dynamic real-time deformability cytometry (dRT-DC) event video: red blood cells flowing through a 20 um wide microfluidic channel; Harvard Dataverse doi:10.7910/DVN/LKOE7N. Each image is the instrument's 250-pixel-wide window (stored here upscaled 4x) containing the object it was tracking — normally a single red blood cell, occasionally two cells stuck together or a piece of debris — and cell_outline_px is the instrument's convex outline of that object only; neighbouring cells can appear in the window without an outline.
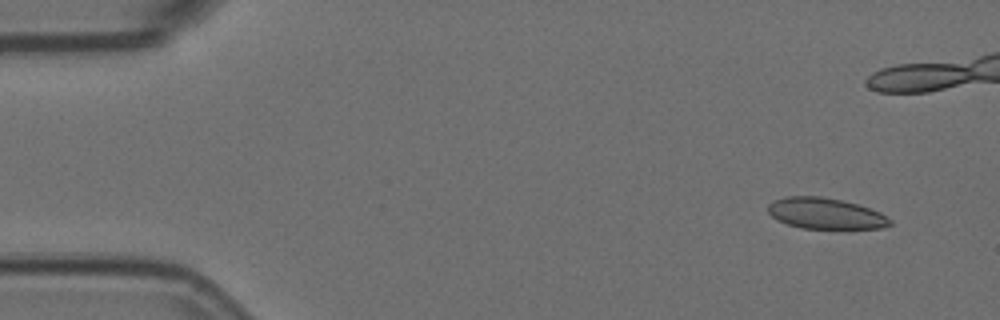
{"species": "Egyptian fruit bat (a non-hibernating species)", "species_latin": "Rousettus aegyptiacus", "temperature_condition": "room temperature", "stored_images_in_passage": 6, "camera_frame_rate_fps": 3000, "um_per_image_px": 0.085, "animal": {"sex": "female"}, "frame": {"image": 1, "passage_image": 1, "time_ms": 0.0, "image_size_px": [1000, 320], "cell_outline_px": [[892, 224], [880, 228], [800, 228], [776, 220], [768, 212], [768, 204], [784, 196], [820, 196], [840, 200], [856, 204], [880, 212], [892, 220]], "centroid_in_image_um": [70.14, 18.14], "position_along_channel_um": 14.9, "area_um2": 21.85}}
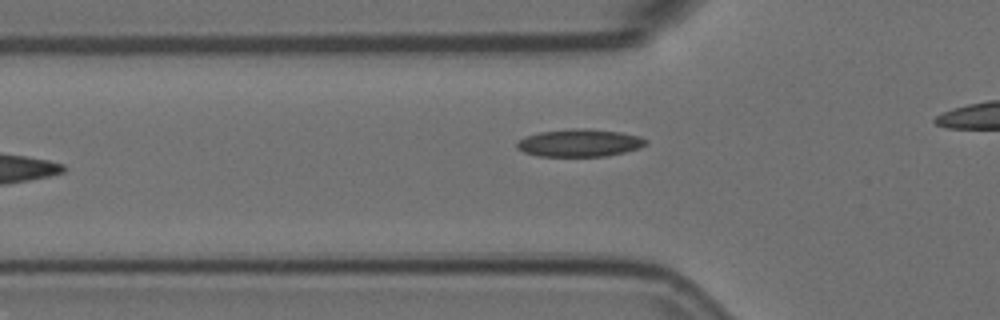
{"frame": {"image": 2, "passage_image": 6, "time_ms": 1.667, "image_size_px": [1000, 320], "cell_outline_px": [[648, 144], [640, 148], [624, 152], [604, 156], [536, 156], [524, 152], [516, 148], [516, 144], [524, 136], [540, 132], [572, 128], [588, 128], [620, 132], [640, 136], [648, 140]], "centroid_in_image_um": [49.27, 12.14], "position_along_channel_um": 76.5, "area_um2": 20.87}}